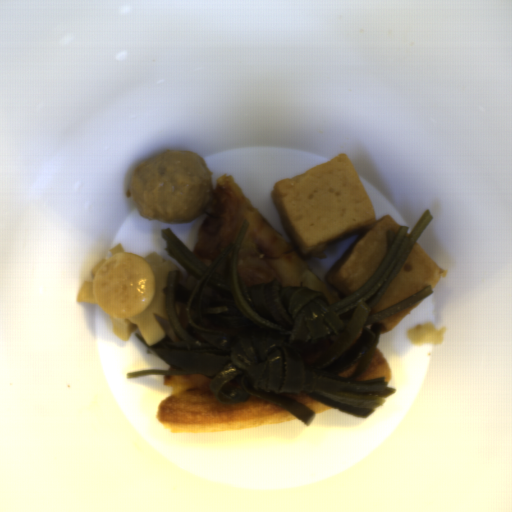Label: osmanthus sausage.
Wrapping results in <instances>:
<instances>
[{"label": "osmanthus sausage", "mask_w": 512, "mask_h": 512, "mask_svg": "<svg viewBox=\"0 0 512 512\" xmlns=\"http://www.w3.org/2000/svg\"><path fill=\"white\" fill-rule=\"evenodd\" d=\"M109 252L113 257L100 259L76 301L102 309L110 317L115 338L129 341L137 330L145 344L157 343L167 335L159 317L168 320L164 292L168 274L181 269L155 251L141 257L119 243Z\"/></svg>", "instance_id": "1"}]
</instances>
